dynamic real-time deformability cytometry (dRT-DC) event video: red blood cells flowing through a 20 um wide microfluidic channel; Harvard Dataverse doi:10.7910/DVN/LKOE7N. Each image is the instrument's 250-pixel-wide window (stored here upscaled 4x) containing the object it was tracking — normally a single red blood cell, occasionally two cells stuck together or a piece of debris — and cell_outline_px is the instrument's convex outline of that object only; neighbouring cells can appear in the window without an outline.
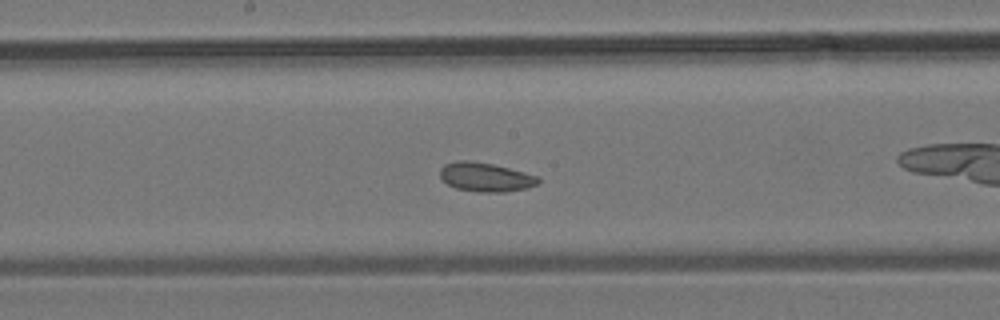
{"species": "common noctule bat (a hibernating species)", "species_latin": "Nyctalus noctula", "temperature_condition": "room temperature", "stored_images_in_passage": 38, "camera_frame_rate_fps": 3000, "um_per_image_px": 0.085, "animal": {"sex": "male", "body_mass_g": 19.2, "forearm_length_mm": 51.8}, "frame": {"image": 1, "passage_image": 17, "time_ms": 5.333, "image_size_px": [1000, 320], "cell_outline_px": [[540, 180], [536, 184], [528, 188], [504, 192], [480, 192], [456, 188], [448, 184], [440, 176], [440, 168], [444, 164], [456, 160], [468, 160], [492, 164], [540, 176]], "centroid_in_image_um": [41.27, 15.05], "position_along_channel_um": 206.9, "area_um2": 16.59}}
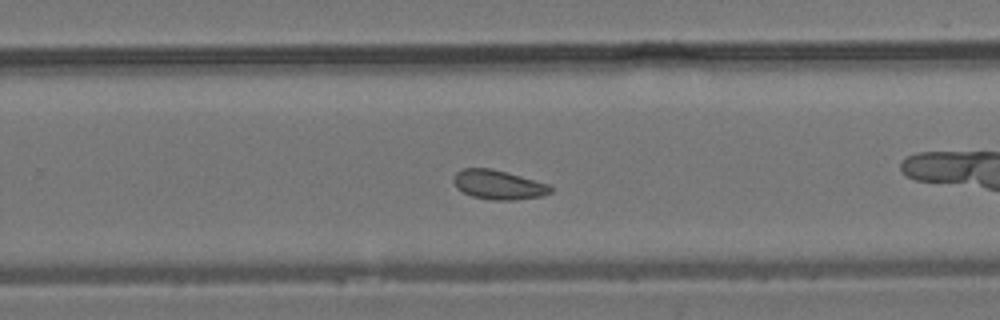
{"frame": {"image": 2, "passage_image": 22, "time_ms": 7.0, "image_size_px": [1000, 320], "cell_outline_px": [[552, 192], [540, 196], [512, 200], [492, 200], [472, 196], [456, 188], [452, 180], [452, 176], [456, 172], [464, 168], [492, 168], [552, 184]], "centroid_in_image_um": [42.37, 15.69], "position_along_channel_um": 287.4, "area_um2": 16.76}}
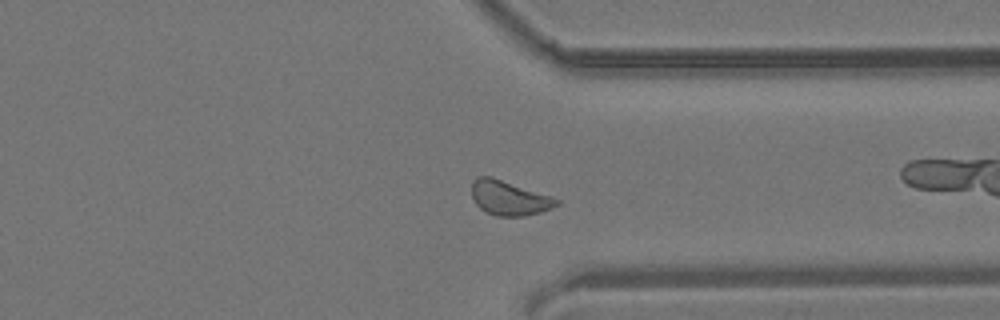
{"frame": {"image": 3, "passage_image": 27, "time_ms": 8.667, "image_size_px": [1000, 320], "cell_outline_px": [[560, 204], [552, 208], [540, 212], [524, 216], [496, 216], [484, 212], [472, 200], [472, 180], [476, 176], [492, 176], [552, 196], [560, 200]], "centroid_in_image_um": [43.26, 16.82], "position_along_channel_um": 368.1, "area_um2": 17.4}}